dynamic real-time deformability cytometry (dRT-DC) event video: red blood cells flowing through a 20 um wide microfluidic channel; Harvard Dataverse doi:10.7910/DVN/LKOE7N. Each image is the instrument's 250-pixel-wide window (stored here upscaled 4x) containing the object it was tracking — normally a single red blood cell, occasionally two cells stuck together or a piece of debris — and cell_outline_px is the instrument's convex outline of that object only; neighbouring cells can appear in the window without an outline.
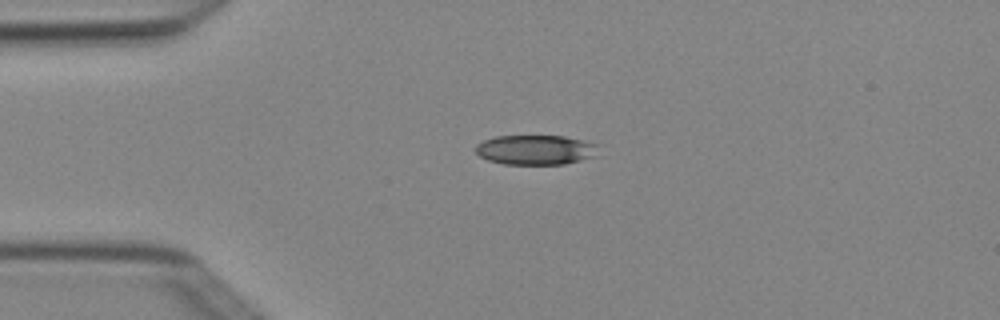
{"species": "Egyptian fruit bat (a non-hibernating species)", "species_latin": "Rousettus aegyptiacus", "temperature_condition": "cold", "stored_images_in_passage": 2, "camera_frame_rate_fps": 3000, "um_per_image_px": 0.085, "animal": {"sex": "female"}, "frame": {"image": 1, "passage_image": 1, "time_ms": 0.0, "image_size_px": [1000, 320], "cell_outline_px": [[600, 144], [596, 156], [564, 164], [504, 164], [488, 160], [480, 156], [476, 152], [476, 144], [484, 140], [496, 136], [564, 136]], "centroid_in_image_um": [45.55, 12.73], "position_along_channel_um": 39.4, "area_um2": 21.33}}